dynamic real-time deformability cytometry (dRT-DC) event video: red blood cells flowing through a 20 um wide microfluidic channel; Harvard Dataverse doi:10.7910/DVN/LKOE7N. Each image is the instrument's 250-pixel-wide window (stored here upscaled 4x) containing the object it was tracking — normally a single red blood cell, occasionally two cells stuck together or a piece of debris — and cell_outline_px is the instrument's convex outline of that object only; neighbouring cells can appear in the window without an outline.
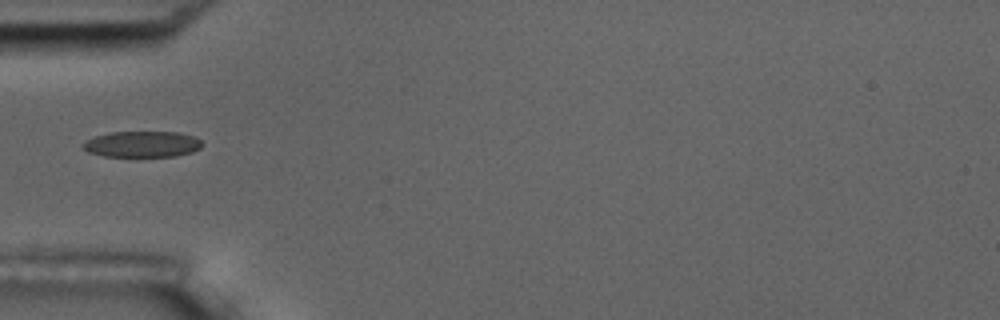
{"species": "common noctule bat (a hibernating species)", "species_latin": "Nyctalus noctula", "temperature_condition": "room temperature", "stored_images_in_passage": 1, "camera_frame_rate_fps": 3000, "um_per_image_px": 0.085, "animal": {"sex": "male", "body_mass_g": 17.5, "forearm_length_mm": 52.3}, "frame": {"image": 1, "passage_image": 1, "time_ms": 0.0, "image_size_px": [1000, 320], "cell_outline_px": [[204, 144], [200, 148], [192, 152], [176, 156], [104, 156], [88, 152], [80, 144], [84, 140], [96, 136], [112, 132], [176, 132], [192, 136], [200, 140]], "centroid_in_image_um": [12.07, 12.25], "position_along_channel_um": 72.9, "area_um2": 18.03}}